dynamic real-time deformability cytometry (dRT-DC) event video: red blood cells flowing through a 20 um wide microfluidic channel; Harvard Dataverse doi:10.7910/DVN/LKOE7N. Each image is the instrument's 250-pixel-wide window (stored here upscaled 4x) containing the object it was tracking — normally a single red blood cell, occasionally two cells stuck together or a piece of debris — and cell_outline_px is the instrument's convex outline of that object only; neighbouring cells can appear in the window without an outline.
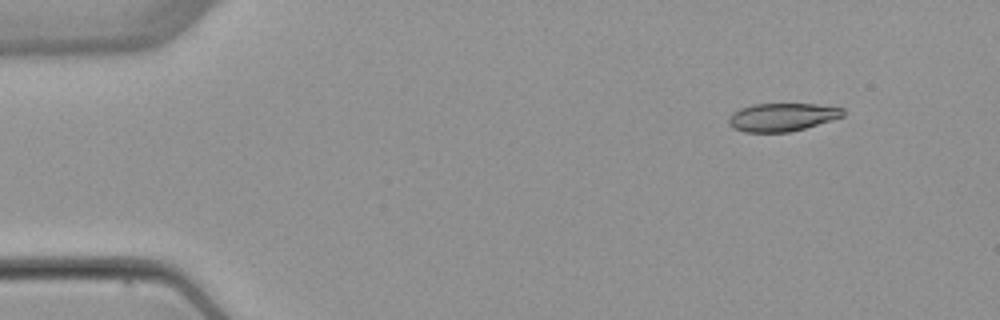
{"species": "common noctule bat (a hibernating species)", "species_latin": "Nyctalus noctula", "temperature_condition": "warm", "stored_images_in_passage": 7, "camera_frame_rate_fps": 3000, "um_per_image_px": 0.085, "animal": {"sex": "female", "body_mass_g": 22.7, "forearm_length_mm": 54.2}, "frame": {"image": 1, "passage_image": 2, "time_ms": 1.0, "image_size_px": [1000, 320], "cell_outline_px": [[844, 116], [804, 128], [788, 132], [744, 132], [732, 128], [728, 124], [728, 116], [732, 112], [740, 108], [752, 104], [816, 104], [844, 108]], "centroid_in_image_um": [66.43, 9.95], "position_along_channel_um": 18.6, "area_um2": 18.79}}
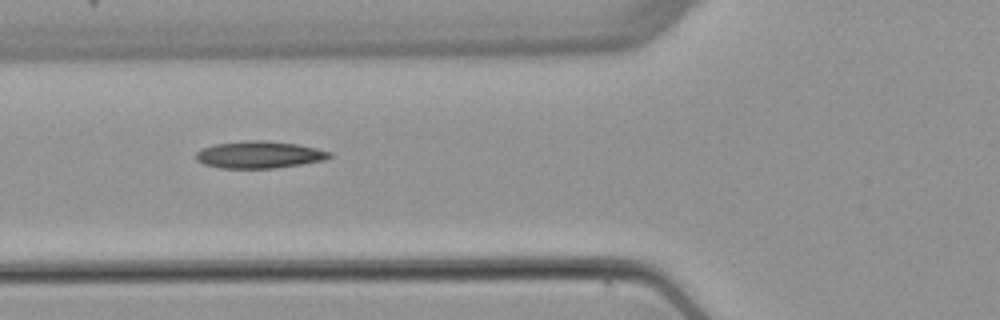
{"frame": {"image": 2, "passage_image": 5, "time_ms": 5.667, "image_size_px": [1000, 320], "cell_outline_px": [[332, 156], [324, 160], [300, 164], [272, 168], [220, 168], [204, 164], [196, 160], [196, 152], [204, 148], [216, 144], [244, 140], [264, 140], [296, 144], [316, 148], [332, 152]], "centroid_in_image_um": [22.03, 13.14], "position_along_channel_um": 103.8, "area_um2": 20.92}}
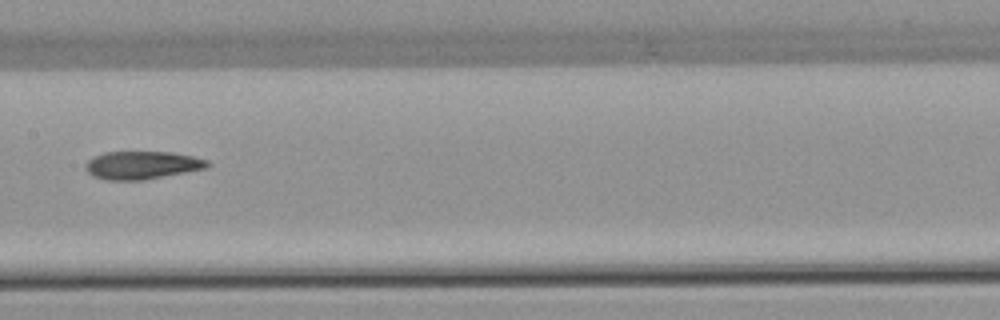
{"frame": {"image": 3, "passage_image": 7, "time_ms": 8.0, "image_size_px": [1000, 320], "cell_outline_px": [[212, 164], [208, 168], [144, 180], [104, 180], [92, 176], [84, 168], [88, 160], [92, 156], [104, 152], [172, 152], [192, 156], [208, 160]], "centroid_in_image_um": [12.07, 14.04], "position_along_channel_um": 195.3, "area_um2": 20.11}}